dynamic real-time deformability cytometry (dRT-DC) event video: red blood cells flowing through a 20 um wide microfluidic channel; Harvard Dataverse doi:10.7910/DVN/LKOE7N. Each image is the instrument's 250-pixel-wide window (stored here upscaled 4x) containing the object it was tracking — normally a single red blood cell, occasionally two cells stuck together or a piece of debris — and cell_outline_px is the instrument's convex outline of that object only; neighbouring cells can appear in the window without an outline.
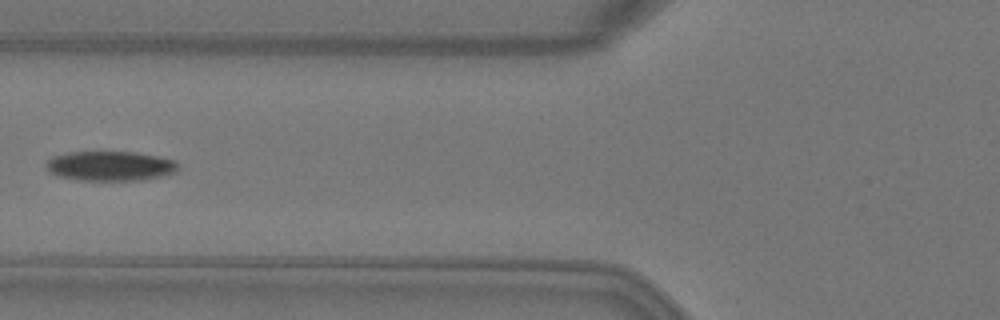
{"species": "Egyptian fruit bat (a non-hibernating species)", "species_latin": "Rousettus aegyptiacus", "temperature_condition": "warm", "stored_images_in_passage": 6, "camera_frame_rate_fps": 3000, "um_per_image_px": 0.085, "animal": {"sex": "female"}, "frame": {"image": 1, "passage_image": 5, "time_ms": 1.333, "image_size_px": [1000, 320], "cell_outline_px": [[180, 168], [176, 172], [164, 176], [144, 180], [76, 180], [56, 176], [44, 164], [52, 156], [68, 152], [136, 152], [176, 160], [180, 164]], "centroid_in_image_um": [9.41, 14.11], "position_along_channel_um": 116.4, "area_um2": 23.12}}